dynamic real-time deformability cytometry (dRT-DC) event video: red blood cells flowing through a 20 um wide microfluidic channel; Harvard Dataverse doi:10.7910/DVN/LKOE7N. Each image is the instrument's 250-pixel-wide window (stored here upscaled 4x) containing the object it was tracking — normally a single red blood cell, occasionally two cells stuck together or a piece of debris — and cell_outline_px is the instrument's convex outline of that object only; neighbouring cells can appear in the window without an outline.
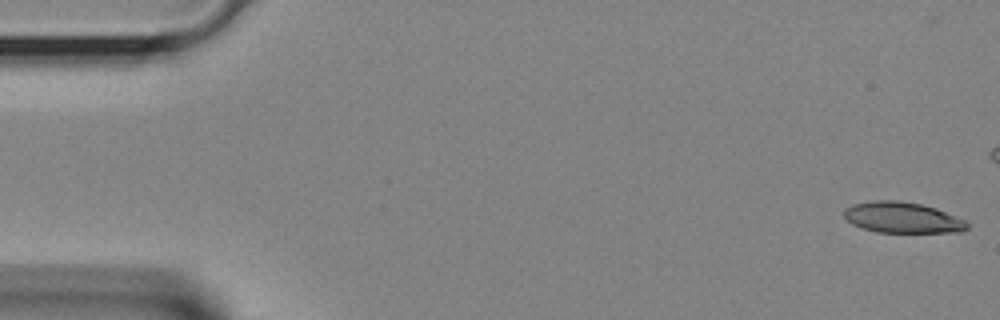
{"species": "Egyptian fruit bat (a non-hibernating species)", "species_latin": "Rousettus aegyptiacus", "temperature_condition": "room temperature", "stored_images_in_passage": 34, "camera_frame_rate_fps": 3000, "um_per_image_px": 0.085, "animal": {"sex": "female"}, "frame": {"image": 1, "passage_image": 1, "time_ms": 0.0, "image_size_px": [1000, 320], "cell_outline_px": [[968, 228], [964, 232], [876, 232], [860, 228], [852, 224], [844, 216], [844, 208], [852, 204], [872, 200], [900, 200], [920, 204], [936, 208], [964, 220], [968, 224]], "centroid_in_image_um": [76.67, 18.49], "position_along_channel_um": 8.3, "area_um2": 22.25}}
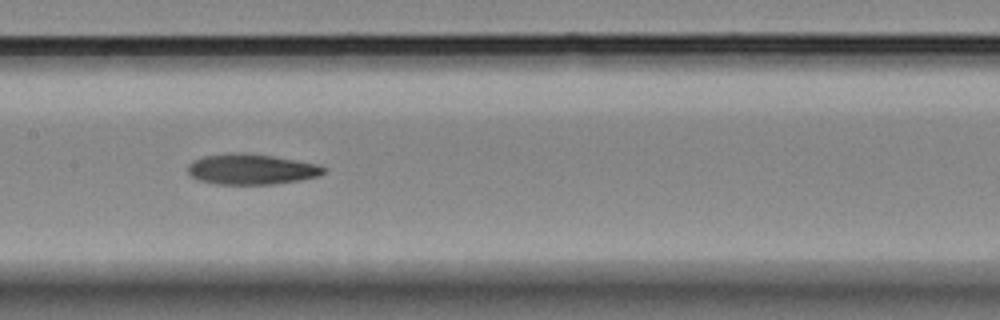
{"frame": {"image": 2, "passage_image": 19, "time_ms": 6.0, "image_size_px": [1000, 320], "cell_outline_px": [[328, 168], [320, 176], [300, 180], [272, 184], [216, 184], [200, 180], [192, 176], [188, 172], [188, 164], [192, 160], [204, 156], [228, 152], [244, 152], [272, 156], [320, 164]], "centroid_in_image_um": [21.38, 14.37], "position_along_channel_um": 186.0, "area_um2": 24.39}}
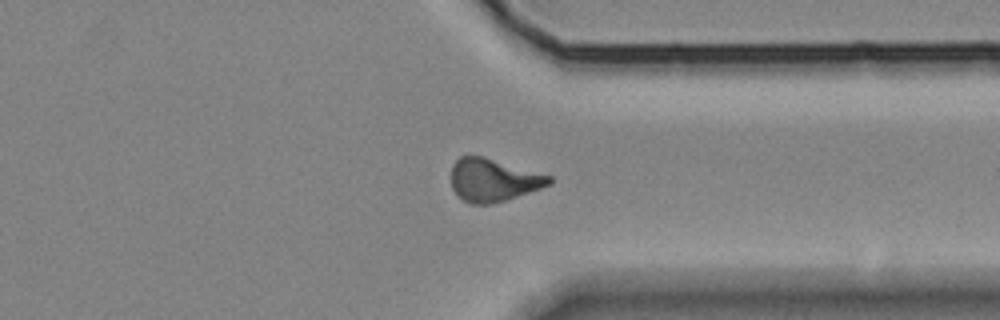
{"frame": {"image": 3, "passage_image": 30, "time_ms": 9.667, "image_size_px": [1000, 320], "cell_outline_px": [[552, 184], [504, 200], [488, 204], [472, 204], [456, 196], [452, 188], [452, 164], [460, 156], [484, 156], [552, 176]], "centroid_in_image_um": [41.91, 15.29], "position_along_channel_um": 369.5, "area_um2": 24.33}}